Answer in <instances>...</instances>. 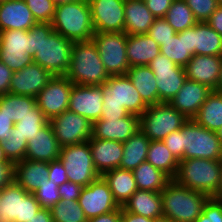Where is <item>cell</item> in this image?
<instances>
[{
    "mask_svg": "<svg viewBox=\"0 0 222 222\" xmlns=\"http://www.w3.org/2000/svg\"><path fill=\"white\" fill-rule=\"evenodd\" d=\"M147 34L161 46L177 33L164 18H156Z\"/></svg>",
    "mask_w": 222,
    "mask_h": 222,
    "instance_id": "cell-46",
    "label": "cell"
},
{
    "mask_svg": "<svg viewBox=\"0 0 222 222\" xmlns=\"http://www.w3.org/2000/svg\"><path fill=\"white\" fill-rule=\"evenodd\" d=\"M140 130V118L129 114L123 118L99 119L92 123V138L125 142Z\"/></svg>",
    "mask_w": 222,
    "mask_h": 222,
    "instance_id": "cell-21",
    "label": "cell"
},
{
    "mask_svg": "<svg viewBox=\"0 0 222 222\" xmlns=\"http://www.w3.org/2000/svg\"><path fill=\"white\" fill-rule=\"evenodd\" d=\"M174 0H144L155 18H164Z\"/></svg>",
    "mask_w": 222,
    "mask_h": 222,
    "instance_id": "cell-51",
    "label": "cell"
},
{
    "mask_svg": "<svg viewBox=\"0 0 222 222\" xmlns=\"http://www.w3.org/2000/svg\"><path fill=\"white\" fill-rule=\"evenodd\" d=\"M130 213L144 216L152 220L162 217L161 192L137 190L122 206Z\"/></svg>",
    "mask_w": 222,
    "mask_h": 222,
    "instance_id": "cell-29",
    "label": "cell"
},
{
    "mask_svg": "<svg viewBox=\"0 0 222 222\" xmlns=\"http://www.w3.org/2000/svg\"><path fill=\"white\" fill-rule=\"evenodd\" d=\"M125 33L127 35L146 34L155 21V16L147 8L144 0H125Z\"/></svg>",
    "mask_w": 222,
    "mask_h": 222,
    "instance_id": "cell-30",
    "label": "cell"
},
{
    "mask_svg": "<svg viewBox=\"0 0 222 222\" xmlns=\"http://www.w3.org/2000/svg\"><path fill=\"white\" fill-rule=\"evenodd\" d=\"M206 23L222 36V6H219Z\"/></svg>",
    "mask_w": 222,
    "mask_h": 222,
    "instance_id": "cell-57",
    "label": "cell"
},
{
    "mask_svg": "<svg viewBox=\"0 0 222 222\" xmlns=\"http://www.w3.org/2000/svg\"><path fill=\"white\" fill-rule=\"evenodd\" d=\"M0 162H10L6 157L4 150L2 149L1 142H0Z\"/></svg>",
    "mask_w": 222,
    "mask_h": 222,
    "instance_id": "cell-61",
    "label": "cell"
},
{
    "mask_svg": "<svg viewBox=\"0 0 222 222\" xmlns=\"http://www.w3.org/2000/svg\"><path fill=\"white\" fill-rule=\"evenodd\" d=\"M37 24L24 0H5L0 3V32L30 30Z\"/></svg>",
    "mask_w": 222,
    "mask_h": 222,
    "instance_id": "cell-25",
    "label": "cell"
},
{
    "mask_svg": "<svg viewBox=\"0 0 222 222\" xmlns=\"http://www.w3.org/2000/svg\"><path fill=\"white\" fill-rule=\"evenodd\" d=\"M68 110L87 118L92 123L99 120L103 112L101 85L74 84L70 92Z\"/></svg>",
    "mask_w": 222,
    "mask_h": 222,
    "instance_id": "cell-18",
    "label": "cell"
},
{
    "mask_svg": "<svg viewBox=\"0 0 222 222\" xmlns=\"http://www.w3.org/2000/svg\"><path fill=\"white\" fill-rule=\"evenodd\" d=\"M180 35H186L187 50L192 55L222 57V36L206 22H197Z\"/></svg>",
    "mask_w": 222,
    "mask_h": 222,
    "instance_id": "cell-19",
    "label": "cell"
},
{
    "mask_svg": "<svg viewBox=\"0 0 222 222\" xmlns=\"http://www.w3.org/2000/svg\"><path fill=\"white\" fill-rule=\"evenodd\" d=\"M28 222H53L50 209L41 208V210L34 215Z\"/></svg>",
    "mask_w": 222,
    "mask_h": 222,
    "instance_id": "cell-58",
    "label": "cell"
},
{
    "mask_svg": "<svg viewBox=\"0 0 222 222\" xmlns=\"http://www.w3.org/2000/svg\"><path fill=\"white\" fill-rule=\"evenodd\" d=\"M127 76L148 106L159 104L157 80L148 65L130 67Z\"/></svg>",
    "mask_w": 222,
    "mask_h": 222,
    "instance_id": "cell-31",
    "label": "cell"
},
{
    "mask_svg": "<svg viewBox=\"0 0 222 222\" xmlns=\"http://www.w3.org/2000/svg\"><path fill=\"white\" fill-rule=\"evenodd\" d=\"M222 67V57L193 55L184 67L186 78L215 91Z\"/></svg>",
    "mask_w": 222,
    "mask_h": 222,
    "instance_id": "cell-23",
    "label": "cell"
},
{
    "mask_svg": "<svg viewBox=\"0 0 222 222\" xmlns=\"http://www.w3.org/2000/svg\"><path fill=\"white\" fill-rule=\"evenodd\" d=\"M140 130L150 141L163 140L183 127L188 118L169 103L148 106L139 116Z\"/></svg>",
    "mask_w": 222,
    "mask_h": 222,
    "instance_id": "cell-7",
    "label": "cell"
},
{
    "mask_svg": "<svg viewBox=\"0 0 222 222\" xmlns=\"http://www.w3.org/2000/svg\"><path fill=\"white\" fill-rule=\"evenodd\" d=\"M212 91L206 85L186 79L181 89L171 99L169 104L188 119H193Z\"/></svg>",
    "mask_w": 222,
    "mask_h": 222,
    "instance_id": "cell-22",
    "label": "cell"
},
{
    "mask_svg": "<svg viewBox=\"0 0 222 222\" xmlns=\"http://www.w3.org/2000/svg\"><path fill=\"white\" fill-rule=\"evenodd\" d=\"M95 33L125 32V0H88Z\"/></svg>",
    "mask_w": 222,
    "mask_h": 222,
    "instance_id": "cell-17",
    "label": "cell"
},
{
    "mask_svg": "<svg viewBox=\"0 0 222 222\" xmlns=\"http://www.w3.org/2000/svg\"><path fill=\"white\" fill-rule=\"evenodd\" d=\"M59 160L69 182L85 187L101 177L94 166L89 141L61 147Z\"/></svg>",
    "mask_w": 222,
    "mask_h": 222,
    "instance_id": "cell-10",
    "label": "cell"
},
{
    "mask_svg": "<svg viewBox=\"0 0 222 222\" xmlns=\"http://www.w3.org/2000/svg\"><path fill=\"white\" fill-rule=\"evenodd\" d=\"M0 61L13 72L22 70L33 62L29 49V30L0 32Z\"/></svg>",
    "mask_w": 222,
    "mask_h": 222,
    "instance_id": "cell-13",
    "label": "cell"
},
{
    "mask_svg": "<svg viewBox=\"0 0 222 222\" xmlns=\"http://www.w3.org/2000/svg\"><path fill=\"white\" fill-rule=\"evenodd\" d=\"M161 198L164 217L172 222H196L210 196L172 179L161 191Z\"/></svg>",
    "mask_w": 222,
    "mask_h": 222,
    "instance_id": "cell-3",
    "label": "cell"
},
{
    "mask_svg": "<svg viewBox=\"0 0 222 222\" xmlns=\"http://www.w3.org/2000/svg\"><path fill=\"white\" fill-rule=\"evenodd\" d=\"M27 142L26 138L15 135V132L12 130L8 140L1 142L7 159L13 164L25 159Z\"/></svg>",
    "mask_w": 222,
    "mask_h": 222,
    "instance_id": "cell-42",
    "label": "cell"
},
{
    "mask_svg": "<svg viewBox=\"0 0 222 222\" xmlns=\"http://www.w3.org/2000/svg\"><path fill=\"white\" fill-rule=\"evenodd\" d=\"M212 197L216 200L222 201V173H221L218 190Z\"/></svg>",
    "mask_w": 222,
    "mask_h": 222,
    "instance_id": "cell-59",
    "label": "cell"
},
{
    "mask_svg": "<svg viewBox=\"0 0 222 222\" xmlns=\"http://www.w3.org/2000/svg\"><path fill=\"white\" fill-rule=\"evenodd\" d=\"M88 141L94 166L101 176L106 171L119 168L123 156V142L92 137Z\"/></svg>",
    "mask_w": 222,
    "mask_h": 222,
    "instance_id": "cell-26",
    "label": "cell"
},
{
    "mask_svg": "<svg viewBox=\"0 0 222 222\" xmlns=\"http://www.w3.org/2000/svg\"><path fill=\"white\" fill-rule=\"evenodd\" d=\"M121 222H172V221H170L167 217L164 216L152 220L144 216L127 212L121 207Z\"/></svg>",
    "mask_w": 222,
    "mask_h": 222,
    "instance_id": "cell-53",
    "label": "cell"
},
{
    "mask_svg": "<svg viewBox=\"0 0 222 222\" xmlns=\"http://www.w3.org/2000/svg\"><path fill=\"white\" fill-rule=\"evenodd\" d=\"M48 122L49 120L44 116L38 105H36L31 109V113L14 123L12 130L15 132V135H19L30 141L37 134V131L42 129Z\"/></svg>",
    "mask_w": 222,
    "mask_h": 222,
    "instance_id": "cell-39",
    "label": "cell"
},
{
    "mask_svg": "<svg viewBox=\"0 0 222 222\" xmlns=\"http://www.w3.org/2000/svg\"><path fill=\"white\" fill-rule=\"evenodd\" d=\"M48 181H53L59 186L65 182H68L66 170L59 159L49 162Z\"/></svg>",
    "mask_w": 222,
    "mask_h": 222,
    "instance_id": "cell-49",
    "label": "cell"
},
{
    "mask_svg": "<svg viewBox=\"0 0 222 222\" xmlns=\"http://www.w3.org/2000/svg\"><path fill=\"white\" fill-rule=\"evenodd\" d=\"M101 89L103 112L100 119L123 118L129 114L140 116L148 107L127 74L109 76Z\"/></svg>",
    "mask_w": 222,
    "mask_h": 222,
    "instance_id": "cell-2",
    "label": "cell"
},
{
    "mask_svg": "<svg viewBox=\"0 0 222 222\" xmlns=\"http://www.w3.org/2000/svg\"><path fill=\"white\" fill-rule=\"evenodd\" d=\"M61 146L48 122L27 142L25 159L51 162L60 157Z\"/></svg>",
    "mask_w": 222,
    "mask_h": 222,
    "instance_id": "cell-24",
    "label": "cell"
},
{
    "mask_svg": "<svg viewBox=\"0 0 222 222\" xmlns=\"http://www.w3.org/2000/svg\"><path fill=\"white\" fill-rule=\"evenodd\" d=\"M146 161L163 171L171 179L176 177L179 161L162 140L150 141Z\"/></svg>",
    "mask_w": 222,
    "mask_h": 222,
    "instance_id": "cell-36",
    "label": "cell"
},
{
    "mask_svg": "<svg viewBox=\"0 0 222 222\" xmlns=\"http://www.w3.org/2000/svg\"><path fill=\"white\" fill-rule=\"evenodd\" d=\"M215 92L222 93V67H221V72L218 80V84L216 86Z\"/></svg>",
    "mask_w": 222,
    "mask_h": 222,
    "instance_id": "cell-60",
    "label": "cell"
},
{
    "mask_svg": "<svg viewBox=\"0 0 222 222\" xmlns=\"http://www.w3.org/2000/svg\"><path fill=\"white\" fill-rule=\"evenodd\" d=\"M73 41L53 30L51 23H37L29 30V49L33 62L53 76L69 71Z\"/></svg>",
    "mask_w": 222,
    "mask_h": 222,
    "instance_id": "cell-1",
    "label": "cell"
},
{
    "mask_svg": "<svg viewBox=\"0 0 222 222\" xmlns=\"http://www.w3.org/2000/svg\"><path fill=\"white\" fill-rule=\"evenodd\" d=\"M73 84L102 85L109 78L93 39L74 42L69 71L65 75Z\"/></svg>",
    "mask_w": 222,
    "mask_h": 222,
    "instance_id": "cell-5",
    "label": "cell"
},
{
    "mask_svg": "<svg viewBox=\"0 0 222 222\" xmlns=\"http://www.w3.org/2000/svg\"><path fill=\"white\" fill-rule=\"evenodd\" d=\"M102 177L109 184L114 200L121 207L138 190L132 171L116 168L106 171Z\"/></svg>",
    "mask_w": 222,
    "mask_h": 222,
    "instance_id": "cell-32",
    "label": "cell"
},
{
    "mask_svg": "<svg viewBox=\"0 0 222 222\" xmlns=\"http://www.w3.org/2000/svg\"><path fill=\"white\" fill-rule=\"evenodd\" d=\"M14 164L0 162V190L13 181Z\"/></svg>",
    "mask_w": 222,
    "mask_h": 222,
    "instance_id": "cell-54",
    "label": "cell"
},
{
    "mask_svg": "<svg viewBox=\"0 0 222 222\" xmlns=\"http://www.w3.org/2000/svg\"><path fill=\"white\" fill-rule=\"evenodd\" d=\"M37 105L36 98L11 93L0 95V110L16 123Z\"/></svg>",
    "mask_w": 222,
    "mask_h": 222,
    "instance_id": "cell-37",
    "label": "cell"
},
{
    "mask_svg": "<svg viewBox=\"0 0 222 222\" xmlns=\"http://www.w3.org/2000/svg\"><path fill=\"white\" fill-rule=\"evenodd\" d=\"M58 187L59 185L53 181H48V179L39 184L38 189L33 192V195L41 208L51 209L60 200Z\"/></svg>",
    "mask_w": 222,
    "mask_h": 222,
    "instance_id": "cell-43",
    "label": "cell"
},
{
    "mask_svg": "<svg viewBox=\"0 0 222 222\" xmlns=\"http://www.w3.org/2000/svg\"><path fill=\"white\" fill-rule=\"evenodd\" d=\"M219 6H222V0H218Z\"/></svg>",
    "mask_w": 222,
    "mask_h": 222,
    "instance_id": "cell-64",
    "label": "cell"
},
{
    "mask_svg": "<svg viewBox=\"0 0 222 222\" xmlns=\"http://www.w3.org/2000/svg\"><path fill=\"white\" fill-rule=\"evenodd\" d=\"M37 23H51L55 4L52 0H24Z\"/></svg>",
    "mask_w": 222,
    "mask_h": 222,
    "instance_id": "cell-44",
    "label": "cell"
},
{
    "mask_svg": "<svg viewBox=\"0 0 222 222\" xmlns=\"http://www.w3.org/2000/svg\"><path fill=\"white\" fill-rule=\"evenodd\" d=\"M132 172L139 190L161 192L172 180L167 174L155 168L148 161L142 162Z\"/></svg>",
    "mask_w": 222,
    "mask_h": 222,
    "instance_id": "cell-34",
    "label": "cell"
},
{
    "mask_svg": "<svg viewBox=\"0 0 222 222\" xmlns=\"http://www.w3.org/2000/svg\"><path fill=\"white\" fill-rule=\"evenodd\" d=\"M13 71L0 61V95L9 93Z\"/></svg>",
    "mask_w": 222,
    "mask_h": 222,
    "instance_id": "cell-52",
    "label": "cell"
},
{
    "mask_svg": "<svg viewBox=\"0 0 222 222\" xmlns=\"http://www.w3.org/2000/svg\"><path fill=\"white\" fill-rule=\"evenodd\" d=\"M40 210L33 193L25 191L14 180L0 190V220L28 222Z\"/></svg>",
    "mask_w": 222,
    "mask_h": 222,
    "instance_id": "cell-8",
    "label": "cell"
},
{
    "mask_svg": "<svg viewBox=\"0 0 222 222\" xmlns=\"http://www.w3.org/2000/svg\"><path fill=\"white\" fill-rule=\"evenodd\" d=\"M199 125L217 131L222 127V93L212 91L193 118Z\"/></svg>",
    "mask_w": 222,
    "mask_h": 222,
    "instance_id": "cell-35",
    "label": "cell"
},
{
    "mask_svg": "<svg viewBox=\"0 0 222 222\" xmlns=\"http://www.w3.org/2000/svg\"><path fill=\"white\" fill-rule=\"evenodd\" d=\"M181 132L184 159L222 160V144L214 131L202 127L194 119H188Z\"/></svg>",
    "mask_w": 222,
    "mask_h": 222,
    "instance_id": "cell-9",
    "label": "cell"
},
{
    "mask_svg": "<svg viewBox=\"0 0 222 222\" xmlns=\"http://www.w3.org/2000/svg\"><path fill=\"white\" fill-rule=\"evenodd\" d=\"M222 160L191 158L179 161L174 180L189 189L212 197L218 190Z\"/></svg>",
    "mask_w": 222,
    "mask_h": 222,
    "instance_id": "cell-6",
    "label": "cell"
},
{
    "mask_svg": "<svg viewBox=\"0 0 222 222\" xmlns=\"http://www.w3.org/2000/svg\"><path fill=\"white\" fill-rule=\"evenodd\" d=\"M196 222H222V201L210 197Z\"/></svg>",
    "mask_w": 222,
    "mask_h": 222,
    "instance_id": "cell-47",
    "label": "cell"
},
{
    "mask_svg": "<svg viewBox=\"0 0 222 222\" xmlns=\"http://www.w3.org/2000/svg\"><path fill=\"white\" fill-rule=\"evenodd\" d=\"M48 175L49 162L23 159L14 163L13 180L29 193L35 192Z\"/></svg>",
    "mask_w": 222,
    "mask_h": 222,
    "instance_id": "cell-27",
    "label": "cell"
},
{
    "mask_svg": "<svg viewBox=\"0 0 222 222\" xmlns=\"http://www.w3.org/2000/svg\"><path fill=\"white\" fill-rule=\"evenodd\" d=\"M197 22H206L219 7L218 0H185Z\"/></svg>",
    "mask_w": 222,
    "mask_h": 222,
    "instance_id": "cell-45",
    "label": "cell"
},
{
    "mask_svg": "<svg viewBox=\"0 0 222 222\" xmlns=\"http://www.w3.org/2000/svg\"><path fill=\"white\" fill-rule=\"evenodd\" d=\"M87 222H121V206L110 213L87 219Z\"/></svg>",
    "mask_w": 222,
    "mask_h": 222,
    "instance_id": "cell-56",
    "label": "cell"
},
{
    "mask_svg": "<svg viewBox=\"0 0 222 222\" xmlns=\"http://www.w3.org/2000/svg\"><path fill=\"white\" fill-rule=\"evenodd\" d=\"M53 75L35 62L15 71L11 78L9 93L37 97Z\"/></svg>",
    "mask_w": 222,
    "mask_h": 222,
    "instance_id": "cell-20",
    "label": "cell"
},
{
    "mask_svg": "<svg viewBox=\"0 0 222 222\" xmlns=\"http://www.w3.org/2000/svg\"><path fill=\"white\" fill-rule=\"evenodd\" d=\"M53 3L55 5H58V4H63V3H67V2H73V1H77V0H52Z\"/></svg>",
    "mask_w": 222,
    "mask_h": 222,
    "instance_id": "cell-62",
    "label": "cell"
},
{
    "mask_svg": "<svg viewBox=\"0 0 222 222\" xmlns=\"http://www.w3.org/2000/svg\"><path fill=\"white\" fill-rule=\"evenodd\" d=\"M162 141L178 161L184 160L183 133L181 129L171 132Z\"/></svg>",
    "mask_w": 222,
    "mask_h": 222,
    "instance_id": "cell-48",
    "label": "cell"
},
{
    "mask_svg": "<svg viewBox=\"0 0 222 222\" xmlns=\"http://www.w3.org/2000/svg\"><path fill=\"white\" fill-rule=\"evenodd\" d=\"M53 30L73 42L88 41L94 36L88 0H77L55 6Z\"/></svg>",
    "mask_w": 222,
    "mask_h": 222,
    "instance_id": "cell-4",
    "label": "cell"
},
{
    "mask_svg": "<svg viewBox=\"0 0 222 222\" xmlns=\"http://www.w3.org/2000/svg\"><path fill=\"white\" fill-rule=\"evenodd\" d=\"M216 136L219 138V140L221 141L222 144V127L219 128L217 131H215Z\"/></svg>",
    "mask_w": 222,
    "mask_h": 222,
    "instance_id": "cell-63",
    "label": "cell"
},
{
    "mask_svg": "<svg viewBox=\"0 0 222 222\" xmlns=\"http://www.w3.org/2000/svg\"><path fill=\"white\" fill-rule=\"evenodd\" d=\"M50 211L53 222H87L78 201L60 199Z\"/></svg>",
    "mask_w": 222,
    "mask_h": 222,
    "instance_id": "cell-41",
    "label": "cell"
},
{
    "mask_svg": "<svg viewBox=\"0 0 222 222\" xmlns=\"http://www.w3.org/2000/svg\"><path fill=\"white\" fill-rule=\"evenodd\" d=\"M14 122L0 110V142L8 140L11 135Z\"/></svg>",
    "mask_w": 222,
    "mask_h": 222,
    "instance_id": "cell-55",
    "label": "cell"
},
{
    "mask_svg": "<svg viewBox=\"0 0 222 222\" xmlns=\"http://www.w3.org/2000/svg\"><path fill=\"white\" fill-rule=\"evenodd\" d=\"M93 41L109 76L127 74L130 68L127 54V34L125 32L94 33Z\"/></svg>",
    "mask_w": 222,
    "mask_h": 222,
    "instance_id": "cell-11",
    "label": "cell"
},
{
    "mask_svg": "<svg viewBox=\"0 0 222 222\" xmlns=\"http://www.w3.org/2000/svg\"><path fill=\"white\" fill-rule=\"evenodd\" d=\"M78 203L87 219L110 213L120 207L102 176L83 187Z\"/></svg>",
    "mask_w": 222,
    "mask_h": 222,
    "instance_id": "cell-16",
    "label": "cell"
},
{
    "mask_svg": "<svg viewBox=\"0 0 222 222\" xmlns=\"http://www.w3.org/2000/svg\"><path fill=\"white\" fill-rule=\"evenodd\" d=\"M160 53L183 68L193 56L187 50L186 35H180V32L160 46Z\"/></svg>",
    "mask_w": 222,
    "mask_h": 222,
    "instance_id": "cell-40",
    "label": "cell"
},
{
    "mask_svg": "<svg viewBox=\"0 0 222 222\" xmlns=\"http://www.w3.org/2000/svg\"><path fill=\"white\" fill-rule=\"evenodd\" d=\"M126 54L130 67L145 66L160 54V46L147 33L127 35Z\"/></svg>",
    "mask_w": 222,
    "mask_h": 222,
    "instance_id": "cell-28",
    "label": "cell"
},
{
    "mask_svg": "<svg viewBox=\"0 0 222 222\" xmlns=\"http://www.w3.org/2000/svg\"><path fill=\"white\" fill-rule=\"evenodd\" d=\"M150 139L139 130L123 142V156L119 168L133 171L146 161Z\"/></svg>",
    "mask_w": 222,
    "mask_h": 222,
    "instance_id": "cell-33",
    "label": "cell"
},
{
    "mask_svg": "<svg viewBox=\"0 0 222 222\" xmlns=\"http://www.w3.org/2000/svg\"><path fill=\"white\" fill-rule=\"evenodd\" d=\"M83 186L74 182H65L58 187L60 199L78 201Z\"/></svg>",
    "mask_w": 222,
    "mask_h": 222,
    "instance_id": "cell-50",
    "label": "cell"
},
{
    "mask_svg": "<svg viewBox=\"0 0 222 222\" xmlns=\"http://www.w3.org/2000/svg\"><path fill=\"white\" fill-rule=\"evenodd\" d=\"M164 19L176 33L191 28L197 23L185 0H174Z\"/></svg>",
    "mask_w": 222,
    "mask_h": 222,
    "instance_id": "cell-38",
    "label": "cell"
},
{
    "mask_svg": "<svg viewBox=\"0 0 222 222\" xmlns=\"http://www.w3.org/2000/svg\"><path fill=\"white\" fill-rule=\"evenodd\" d=\"M148 66L157 80L159 103H169L187 79L185 69L161 53Z\"/></svg>",
    "mask_w": 222,
    "mask_h": 222,
    "instance_id": "cell-14",
    "label": "cell"
},
{
    "mask_svg": "<svg viewBox=\"0 0 222 222\" xmlns=\"http://www.w3.org/2000/svg\"><path fill=\"white\" fill-rule=\"evenodd\" d=\"M73 85L65 75H57L39 92L36 102L48 120L68 110Z\"/></svg>",
    "mask_w": 222,
    "mask_h": 222,
    "instance_id": "cell-15",
    "label": "cell"
},
{
    "mask_svg": "<svg viewBox=\"0 0 222 222\" xmlns=\"http://www.w3.org/2000/svg\"><path fill=\"white\" fill-rule=\"evenodd\" d=\"M49 123L61 147L80 144L92 137V122L70 110L51 118Z\"/></svg>",
    "mask_w": 222,
    "mask_h": 222,
    "instance_id": "cell-12",
    "label": "cell"
}]
</instances>
